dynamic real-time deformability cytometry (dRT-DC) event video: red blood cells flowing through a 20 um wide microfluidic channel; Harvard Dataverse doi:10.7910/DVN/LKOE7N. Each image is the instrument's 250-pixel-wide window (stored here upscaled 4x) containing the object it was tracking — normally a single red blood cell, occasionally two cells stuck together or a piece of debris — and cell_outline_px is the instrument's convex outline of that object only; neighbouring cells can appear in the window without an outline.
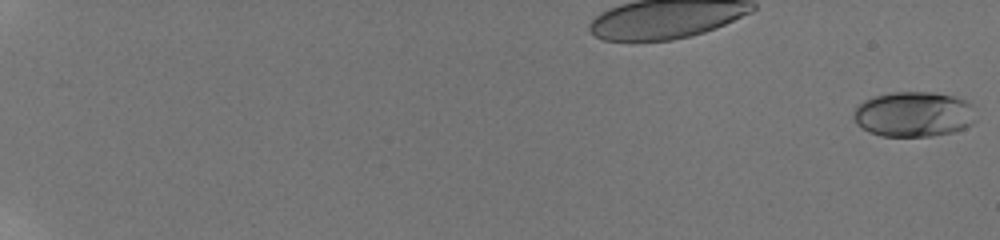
{"species": "human", "species_latin": "Homo sapiens", "temperature_condition": "room temperature", "stored_images_in_passage": 19, "camera_frame_rate_fps": 3000, "um_per_image_px": 0.085, "donor": {"sex": "male"}, "frame": {"image": 1, "passage_image": 1, "time_ms": 0.0, "image_size_px": [1000, 240], "cell_outline_px": [[976, 120], [972, 124], [964, 128], [952, 132], [932, 136], [880, 136], [868, 132], [856, 124], [852, 116], [856, 104], [864, 100], [876, 96], [892, 92], [936, 92], [968, 100], [972, 104]], "centroid_in_image_um": [77.65, 9.71], "position_along_channel_um": 7.3, "area_um2": 32.66}}
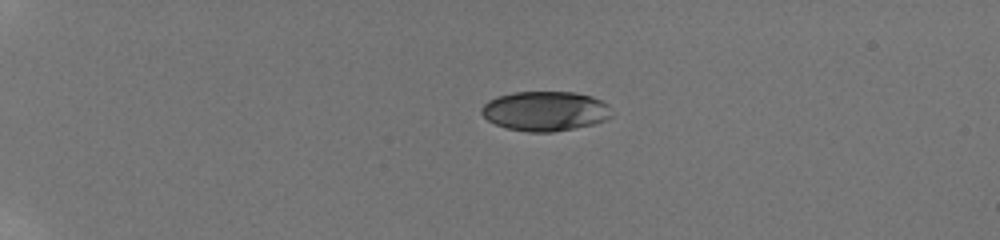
{"frame": {"image": 2, "passage_image": 12, "time_ms": 5.333, "image_size_px": [1000, 240], "cell_outline_px": [[612, 116], [604, 120], [592, 124], [552, 132], [528, 132], [508, 128], [496, 124], [488, 120], [480, 112], [480, 108], [488, 100], [496, 96], [512, 92], [576, 92], [592, 96], [608, 104]], "centroid_in_image_um": [46.31, 9.43], "position_along_channel_um": 38.7, "area_um2": 30.06}}